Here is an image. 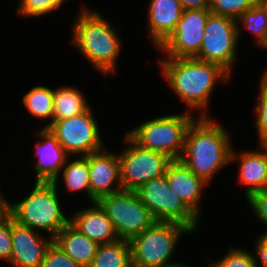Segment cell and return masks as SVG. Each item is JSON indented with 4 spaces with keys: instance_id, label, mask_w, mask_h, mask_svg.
Here are the masks:
<instances>
[{
    "instance_id": "8",
    "label": "cell",
    "mask_w": 267,
    "mask_h": 267,
    "mask_svg": "<svg viewBox=\"0 0 267 267\" xmlns=\"http://www.w3.org/2000/svg\"><path fill=\"white\" fill-rule=\"evenodd\" d=\"M240 31L237 20L210 13L204 28L203 42L195 58L216 63L231 74Z\"/></svg>"
},
{
    "instance_id": "11",
    "label": "cell",
    "mask_w": 267,
    "mask_h": 267,
    "mask_svg": "<svg viewBox=\"0 0 267 267\" xmlns=\"http://www.w3.org/2000/svg\"><path fill=\"white\" fill-rule=\"evenodd\" d=\"M91 107L84 113L53 122L48 128L65 152L87 156L104 148Z\"/></svg>"
},
{
    "instance_id": "30",
    "label": "cell",
    "mask_w": 267,
    "mask_h": 267,
    "mask_svg": "<svg viewBox=\"0 0 267 267\" xmlns=\"http://www.w3.org/2000/svg\"><path fill=\"white\" fill-rule=\"evenodd\" d=\"M11 254V214L6 210L0 215V260L9 262Z\"/></svg>"
},
{
    "instance_id": "34",
    "label": "cell",
    "mask_w": 267,
    "mask_h": 267,
    "mask_svg": "<svg viewBox=\"0 0 267 267\" xmlns=\"http://www.w3.org/2000/svg\"><path fill=\"white\" fill-rule=\"evenodd\" d=\"M183 10L209 9V0H179Z\"/></svg>"
},
{
    "instance_id": "4",
    "label": "cell",
    "mask_w": 267,
    "mask_h": 267,
    "mask_svg": "<svg viewBox=\"0 0 267 267\" xmlns=\"http://www.w3.org/2000/svg\"><path fill=\"white\" fill-rule=\"evenodd\" d=\"M57 186L54 182H36L30 194L19 202L9 203L6 210L18 223L32 230H44L49 237H56L59 231L70 222L63 213Z\"/></svg>"
},
{
    "instance_id": "10",
    "label": "cell",
    "mask_w": 267,
    "mask_h": 267,
    "mask_svg": "<svg viewBox=\"0 0 267 267\" xmlns=\"http://www.w3.org/2000/svg\"><path fill=\"white\" fill-rule=\"evenodd\" d=\"M127 148L118 153L123 190L136 191L149 180L164 175L171 161L165 154L140 147L128 135Z\"/></svg>"
},
{
    "instance_id": "35",
    "label": "cell",
    "mask_w": 267,
    "mask_h": 267,
    "mask_svg": "<svg viewBox=\"0 0 267 267\" xmlns=\"http://www.w3.org/2000/svg\"><path fill=\"white\" fill-rule=\"evenodd\" d=\"M7 201L3 194H0V215L6 211Z\"/></svg>"
},
{
    "instance_id": "3",
    "label": "cell",
    "mask_w": 267,
    "mask_h": 267,
    "mask_svg": "<svg viewBox=\"0 0 267 267\" xmlns=\"http://www.w3.org/2000/svg\"><path fill=\"white\" fill-rule=\"evenodd\" d=\"M72 27V44L105 76L116 70L121 39L110 22L96 11L82 8Z\"/></svg>"
},
{
    "instance_id": "18",
    "label": "cell",
    "mask_w": 267,
    "mask_h": 267,
    "mask_svg": "<svg viewBox=\"0 0 267 267\" xmlns=\"http://www.w3.org/2000/svg\"><path fill=\"white\" fill-rule=\"evenodd\" d=\"M93 204V207L77 210L70 218V223L98 244L117 241L118 237L107 213L98 202Z\"/></svg>"
},
{
    "instance_id": "26",
    "label": "cell",
    "mask_w": 267,
    "mask_h": 267,
    "mask_svg": "<svg viewBox=\"0 0 267 267\" xmlns=\"http://www.w3.org/2000/svg\"><path fill=\"white\" fill-rule=\"evenodd\" d=\"M258 3V0H209V10L216 15L237 20L242 13Z\"/></svg>"
},
{
    "instance_id": "20",
    "label": "cell",
    "mask_w": 267,
    "mask_h": 267,
    "mask_svg": "<svg viewBox=\"0 0 267 267\" xmlns=\"http://www.w3.org/2000/svg\"><path fill=\"white\" fill-rule=\"evenodd\" d=\"M55 243L81 267H88L99 244L81 233L70 222L55 237Z\"/></svg>"
},
{
    "instance_id": "17",
    "label": "cell",
    "mask_w": 267,
    "mask_h": 267,
    "mask_svg": "<svg viewBox=\"0 0 267 267\" xmlns=\"http://www.w3.org/2000/svg\"><path fill=\"white\" fill-rule=\"evenodd\" d=\"M182 11L179 0H150L147 27L150 39L156 48L175 30Z\"/></svg>"
},
{
    "instance_id": "37",
    "label": "cell",
    "mask_w": 267,
    "mask_h": 267,
    "mask_svg": "<svg viewBox=\"0 0 267 267\" xmlns=\"http://www.w3.org/2000/svg\"><path fill=\"white\" fill-rule=\"evenodd\" d=\"M266 87H267V70L265 73L262 75V78L260 80Z\"/></svg>"
},
{
    "instance_id": "15",
    "label": "cell",
    "mask_w": 267,
    "mask_h": 267,
    "mask_svg": "<svg viewBox=\"0 0 267 267\" xmlns=\"http://www.w3.org/2000/svg\"><path fill=\"white\" fill-rule=\"evenodd\" d=\"M35 135L44 139L36 142L35 154L38 156V161L33 165L36 182H54L57 185L60 171L62 172V168L70 156L49 128L42 127Z\"/></svg>"
},
{
    "instance_id": "7",
    "label": "cell",
    "mask_w": 267,
    "mask_h": 267,
    "mask_svg": "<svg viewBox=\"0 0 267 267\" xmlns=\"http://www.w3.org/2000/svg\"><path fill=\"white\" fill-rule=\"evenodd\" d=\"M111 220L118 239L129 241L156 220L135 191L121 190L97 201Z\"/></svg>"
},
{
    "instance_id": "2",
    "label": "cell",
    "mask_w": 267,
    "mask_h": 267,
    "mask_svg": "<svg viewBox=\"0 0 267 267\" xmlns=\"http://www.w3.org/2000/svg\"><path fill=\"white\" fill-rule=\"evenodd\" d=\"M197 119L188 127L180 160L209 183L218 170L230 163L232 144L229 133L210 116Z\"/></svg>"
},
{
    "instance_id": "1",
    "label": "cell",
    "mask_w": 267,
    "mask_h": 267,
    "mask_svg": "<svg viewBox=\"0 0 267 267\" xmlns=\"http://www.w3.org/2000/svg\"><path fill=\"white\" fill-rule=\"evenodd\" d=\"M159 63L169 87L190 109L202 110L200 117H207L214 86L220 80L228 82L232 75L216 63L196 58L165 57Z\"/></svg>"
},
{
    "instance_id": "19",
    "label": "cell",
    "mask_w": 267,
    "mask_h": 267,
    "mask_svg": "<svg viewBox=\"0 0 267 267\" xmlns=\"http://www.w3.org/2000/svg\"><path fill=\"white\" fill-rule=\"evenodd\" d=\"M262 150L243 151L237 155L234 148L231 151L230 161L239 158V181L245 185L246 199L253 193L265 189L267 182V147H260ZM240 156V157H239Z\"/></svg>"
},
{
    "instance_id": "27",
    "label": "cell",
    "mask_w": 267,
    "mask_h": 267,
    "mask_svg": "<svg viewBox=\"0 0 267 267\" xmlns=\"http://www.w3.org/2000/svg\"><path fill=\"white\" fill-rule=\"evenodd\" d=\"M66 0H20L17 13L21 17H40L62 7Z\"/></svg>"
},
{
    "instance_id": "13",
    "label": "cell",
    "mask_w": 267,
    "mask_h": 267,
    "mask_svg": "<svg viewBox=\"0 0 267 267\" xmlns=\"http://www.w3.org/2000/svg\"><path fill=\"white\" fill-rule=\"evenodd\" d=\"M12 254L8 264L13 267H41L54 237L44 238L36 230L22 225L11 216Z\"/></svg>"
},
{
    "instance_id": "25",
    "label": "cell",
    "mask_w": 267,
    "mask_h": 267,
    "mask_svg": "<svg viewBox=\"0 0 267 267\" xmlns=\"http://www.w3.org/2000/svg\"><path fill=\"white\" fill-rule=\"evenodd\" d=\"M237 23L239 26L244 24L245 29L256 36L257 44L264 48L267 44V15L259 3L242 13Z\"/></svg>"
},
{
    "instance_id": "22",
    "label": "cell",
    "mask_w": 267,
    "mask_h": 267,
    "mask_svg": "<svg viewBox=\"0 0 267 267\" xmlns=\"http://www.w3.org/2000/svg\"><path fill=\"white\" fill-rule=\"evenodd\" d=\"M88 267H133L128 241L99 244L97 252Z\"/></svg>"
},
{
    "instance_id": "12",
    "label": "cell",
    "mask_w": 267,
    "mask_h": 267,
    "mask_svg": "<svg viewBox=\"0 0 267 267\" xmlns=\"http://www.w3.org/2000/svg\"><path fill=\"white\" fill-rule=\"evenodd\" d=\"M209 9L183 10L171 35L157 48L172 58H195L203 42Z\"/></svg>"
},
{
    "instance_id": "21",
    "label": "cell",
    "mask_w": 267,
    "mask_h": 267,
    "mask_svg": "<svg viewBox=\"0 0 267 267\" xmlns=\"http://www.w3.org/2000/svg\"><path fill=\"white\" fill-rule=\"evenodd\" d=\"M86 101L83 93L76 87L63 86L54 90L53 122L86 112L90 108Z\"/></svg>"
},
{
    "instance_id": "9",
    "label": "cell",
    "mask_w": 267,
    "mask_h": 267,
    "mask_svg": "<svg viewBox=\"0 0 267 267\" xmlns=\"http://www.w3.org/2000/svg\"><path fill=\"white\" fill-rule=\"evenodd\" d=\"M135 192L156 221L175 222L196 231L199 218L171 190L165 175L149 180Z\"/></svg>"
},
{
    "instance_id": "36",
    "label": "cell",
    "mask_w": 267,
    "mask_h": 267,
    "mask_svg": "<svg viewBox=\"0 0 267 267\" xmlns=\"http://www.w3.org/2000/svg\"><path fill=\"white\" fill-rule=\"evenodd\" d=\"M258 3L261 5V7L265 10L267 15V0H258Z\"/></svg>"
},
{
    "instance_id": "6",
    "label": "cell",
    "mask_w": 267,
    "mask_h": 267,
    "mask_svg": "<svg viewBox=\"0 0 267 267\" xmlns=\"http://www.w3.org/2000/svg\"><path fill=\"white\" fill-rule=\"evenodd\" d=\"M182 233L190 229L175 222L155 221L149 228L128 241L133 267H166L171 261ZM181 235V236H180Z\"/></svg>"
},
{
    "instance_id": "28",
    "label": "cell",
    "mask_w": 267,
    "mask_h": 267,
    "mask_svg": "<svg viewBox=\"0 0 267 267\" xmlns=\"http://www.w3.org/2000/svg\"><path fill=\"white\" fill-rule=\"evenodd\" d=\"M254 253L247 252L242 248H230L223 259L217 262H212V267H257Z\"/></svg>"
},
{
    "instance_id": "23",
    "label": "cell",
    "mask_w": 267,
    "mask_h": 267,
    "mask_svg": "<svg viewBox=\"0 0 267 267\" xmlns=\"http://www.w3.org/2000/svg\"><path fill=\"white\" fill-rule=\"evenodd\" d=\"M53 98L54 90L43 85L34 86L23 95L22 101L31 115L51 120L43 128H48L53 123Z\"/></svg>"
},
{
    "instance_id": "5",
    "label": "cell",
    "mask_w": 267,
    "mask_h": 267,
    "mask_svg": "<svg viewBox=\"0 0 267 267\" xmlns=\"http://www.w3.org/2000/svg\"><path fill=\"white\" fill-rule=\"evenodd\" d=\"M187 112L155 117L141 123L127 135L142 148L163 153L171 160H178L184 150L188 127L196 119Z\"/></svg>"
},
{
    "instance_id": "33",
    "label": "cell",
    "mask_w": 267,
    "mask_h": 267,
    "mask_svg": "<svg viewBox=\"0 0 267 267\" xmlns=\"http://www.w3.org/2000/svg\"><path fill=\"white\" fill-rule=\"evenodd\" d=\"M255 251H256L255 252L256 255H258V256L254 255L257 267L260 266V264L258 265L259 262L262 265L261 267H267V234L266 233L261 234L260 237L257 238L256 244H255Z\"/></svg>"
},
{
    "instance_id": "31",
    "label": "cell",
    "mask_w": 267,
    "mask_h": 267,
    "mask_svg": "<svg viewBox=\"0 0 267 267\" xmlns=\"http://www.w3.org/2000/svg\"><path fill=\"white\" fill-rule=\"evenodd\" d=\"M41 267H81L73 261L55 242L48 250Z\"/></svg>"
},
{
    "instance_id": "38",
    "label": "cell",
    "mask_w": 267,
    "mask_h": 267,
    "mask_svg": "<svg viewBox=\"0 0 267 267\" xmlns=\"http://www.w3.org/2000/svg\"><path fill=\"white\" fill-rule=\"evenodd\" d=\"M166 267H189L188 265H184V264H181V263H176V264H173V265H170V266H166Z\"/></svg>"
},
{
    "instance_id": "29",
    "label": "cell",
    "mask_w": 267,
    "mask_h": 267,
    "mask_svg": "<svg viewBox=\"0 0 267 267\" xmlns=\"http://www.w3.org/2000/svg\"><path fill=\"white\" fill-rule=\"evenodd\" d=\"M259 99L256 103L255 112L256 117V129L259 137V147L267 146V87L260 81Z\"/></svg>"
},
{
    "instance_id": "24",
    "label": "cell",
    "mask_w": 267,
    "mask_h": 267,
    "mask_svg": "<svg viewBox=\"0 0 267 267\" xmlns=\"http://www.w3.org/2000/svg\"><path fill=\"white\" fill-rule=\"evenodd\" d=\"M73 161L66 160L63 170V180L68 191H85L90 198V173L88 155L79 156ZM67 164V165H66Z\"/></svg>"
},
{
    "instance_id": "32",
    "label": "cell",
    "mask_w": 267,
    "mask_h": 267,
    "mask_svg": "<svg viewBox=\"0 0 267 267\" xmlns=\"http://www.w3.org/2000/svg\"><path fill=\"white\" fill-rule=\"evenodd\" d=\"M248 204L252 207L256 217L267 227V190L253 193L247 198ZM267 234V230L264 232Z\"/></svg>"
},
{
    "instance_id": "16",
    "label": "cell",
    "mask_w": 267,
    "mask_h": 267,
    "mask_svg": "<svg viewBox=\"0 0 267 267\" xmlns=\"http://www.w3.org/2000/svg\"><path fill=\"white\" fill-rule=\"evenodd\" d=\"M164 175L171 190L199 218L201 193L208 183L196 176L180 159L171 160Z\"/></svg>"
},
{
    "instance_id": "14",
    "label": "cell",
    "mask_w": 267,
    "mask_h": 267,
    "mask_svg": "<svg viewBox=\"0 0 267 267\" xmlns=\"http://www.w3.org/2000/svg\"><path fill=\"white\" fill-rule=\"evenodd\" d=\"M104 150L101 149L88 155L90 173L89 200L92 203L97 202L105 195L123 190L118 154L108 153Z\"/></svg>"
}]
</instances>
